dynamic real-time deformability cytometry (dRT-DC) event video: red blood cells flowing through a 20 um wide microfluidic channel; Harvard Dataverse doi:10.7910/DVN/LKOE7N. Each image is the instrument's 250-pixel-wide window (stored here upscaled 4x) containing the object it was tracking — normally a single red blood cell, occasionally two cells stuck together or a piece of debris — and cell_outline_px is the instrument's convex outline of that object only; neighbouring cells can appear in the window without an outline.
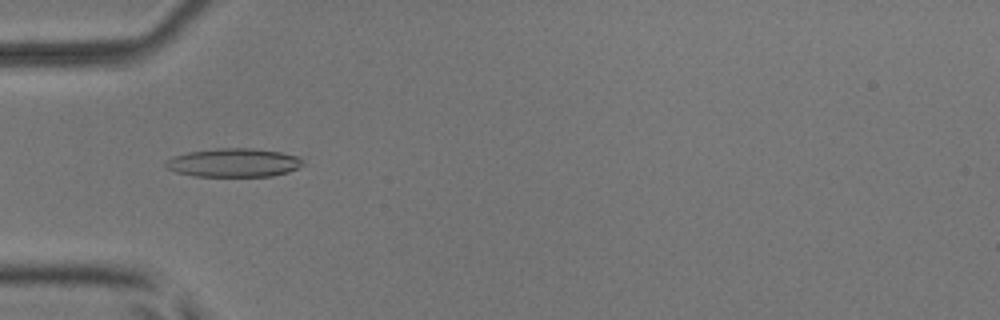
{"species": "common noctule bat (a hibernating species)", "species_latin": "Nyctalus noctula", "temperature_condition": "room temperature", "stored_images_in_passage": 49, "camera_frame_rate_fps": 3000, "um_per_image_px": 0.085, "animal": {"sex": "male", "body_mass_g": 17.9, "forearm_length_mm": 54.2}, "frame": {"image": 1, "passage_image": 15, "time_ms": 4.667, "image_size_px": [1000, 320], "cell_outline_px": [[304, 164], [288, 172], [272, 176], [196, 176], [176, 172], [168, 168], [164, 164], [168, 160], [176, 156], [188, 152], [216, 148], [252, 148], [280, 152], [300, 156], [304, 160]], "centroid_in_image_um": [19.92, 13.82], "position_along_channel_um": 65.1, "area_um2": 22.77}}
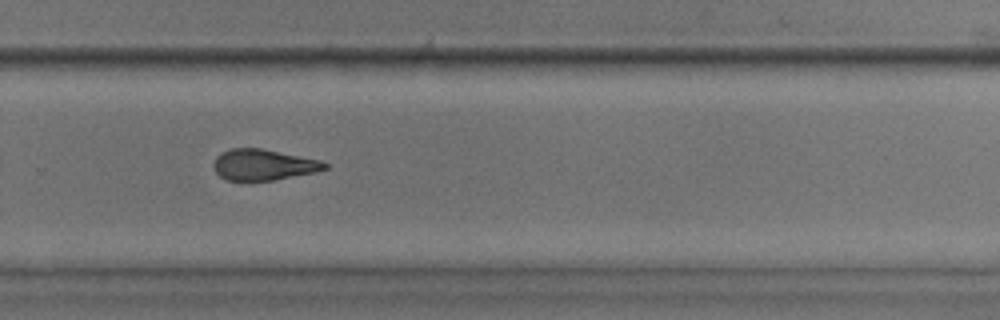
{"frame": {"image": 2, "passage_image": 33, "time_ms": 10.667, "image_size_px": [1000, 320], "cell_outline_px": [[328, 168], [312, 172], [272, 180], [228, 180], [220, 176], [216, 172], [212, 164], [216, 156], [220, 152], [232, 148], [260, 148], [320, 160], [328, 164]], "centroid_in_image_um": [22.34, 13.99], "position_along_channel_um": 307.5, "area_um2": 19.77}}
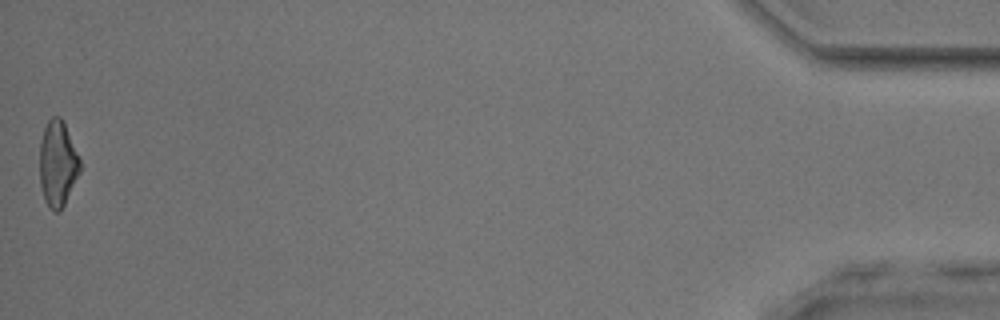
{"frame": {"image": 3, "passage_image": 49, "time_ms": 16.0, "image_size_px": [1000, 320], "cell_outline_px": [[80, 172], [60, 212], [52, 212], [48, 208], [44, 200], [40, 188], [40, 140], [44, 128], [48, 120], [52, 116], [60, 116], [80, 156]], "centroid_in_image_um": [4.89, 13.94], "position_along_channel_um": 430.3, "area_um2": 20.35}, "authors_computed_cell_mechanics": {"area_um2": 21.0392, "velocity_mm_per_s": 4.0807, "shape_relaxation_time_tau1_ms": null, "shape_relaxation_time_tau2_ms": 4.1287, "deformation_change_tau1": null, "deformation_change_tau2": 0.1467}}